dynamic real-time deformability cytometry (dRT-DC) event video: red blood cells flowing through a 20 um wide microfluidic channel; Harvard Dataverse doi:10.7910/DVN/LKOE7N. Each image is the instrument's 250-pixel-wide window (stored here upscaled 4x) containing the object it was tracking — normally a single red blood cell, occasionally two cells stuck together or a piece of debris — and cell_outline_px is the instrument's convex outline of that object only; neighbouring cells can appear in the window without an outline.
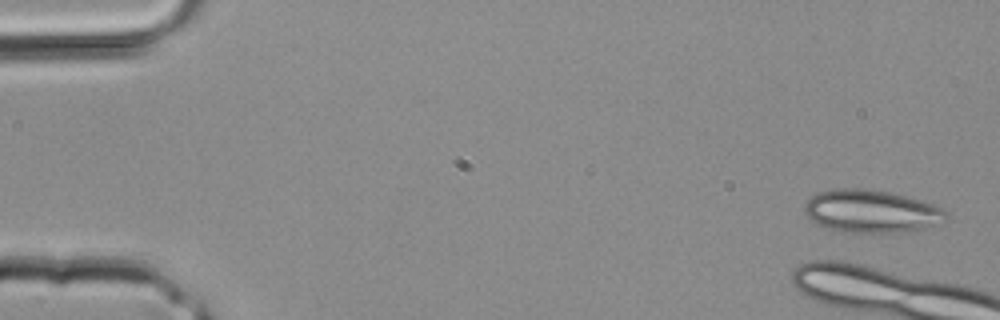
{"species": "common noctule bat (a hibernating species)", "species_latin": "Nyctalus noctula", "temperature_condition": "room temperature", "stored_images_in_passage": 4, "camera_frame_rate_fps": 3000, "um_per_image_px": 0.085, "animal": {"sex": "male", "body_mass_g": 20.4}, "frame": {"image": 1, "passage_image": 1, "time_ms": 0.0, "image_size_px": [1000, 320], "cell_outline_px": [[948, 216], [924, 228], [900, 232], [844, 232], [820, 224], [812, 220], [804, 212], [804, 204], [812, 196], [820, 192], [836, 188], [860, 188], [888, 192], [920, 200], [944, 208]], "centroid_in_image_um": [74.03, 17.94], "position_along_channel_um": 11.0, "area_um2": 34.51}}